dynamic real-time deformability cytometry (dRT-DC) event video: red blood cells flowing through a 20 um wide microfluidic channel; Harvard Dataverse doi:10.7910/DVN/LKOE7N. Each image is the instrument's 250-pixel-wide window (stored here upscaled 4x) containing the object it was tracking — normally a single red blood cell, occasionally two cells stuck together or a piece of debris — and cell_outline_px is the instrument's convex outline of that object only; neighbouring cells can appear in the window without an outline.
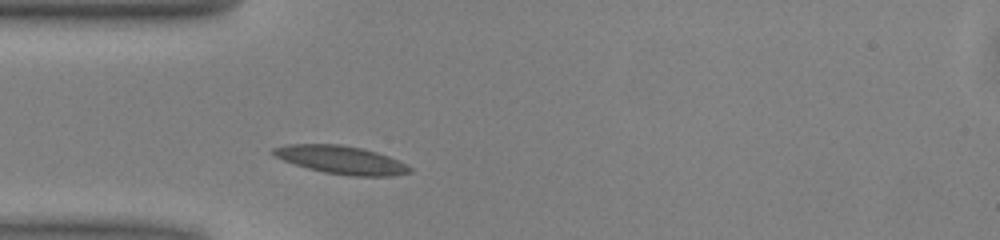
{"species": "common noctule bat (a hibernating species)", "species_latin": "Nyctalus noctula", "temperature_condition": "warm", "stored_images_in_passage": 38, "camera_frame_rate_fps": 3000, "um_per_image_px": 0.085, "animal": {"sex": "male", "body_mass_g": 13.0, "forearm_length_mm": 53.1}, "frame": {"image": 1, "passage_image": 4, "time_ms": 1.0, "image_size_px": [1000, 240], "cell_outline_px": [[412, 172], [392, 176], [352, 176], [324, 172], [308, 168], [284, 160], [276, 156], [272, 152], [272, 148], [288, 144], [340, 144], [360, 148], [376, 152], [388, 156], [408, 164], [412, 168]], "centroid_in_image_um": [29.05, 13.59], "position_along_channel_um": 56.0, "area_um2": 22.2}}
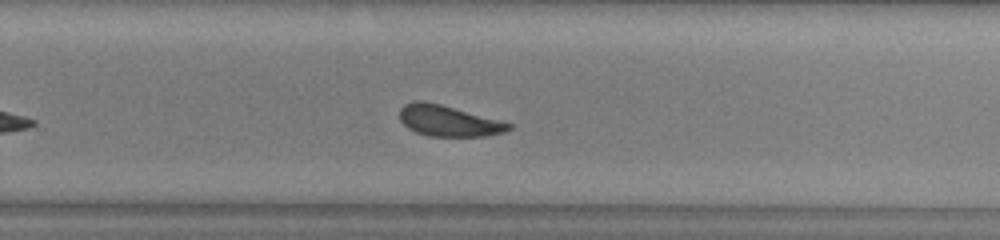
{"frame": {"image": 2, "passage_image": 22, "time_ms": 7.0, "image_size_px": [1000, 240], "cell_outline_px": [[512, 128], [504, 132], [484, 136], [428, 136], [416, 132], [408, 128], [400, 120], [400, 108], [404, 104], [416, 100], [420, 100], [440, 104], [500, 120], [512, 124]], "centroid_in_image_um": [38.1, 10.27], "position_along_channel_um": 291.7, "area_um2": 19.54}}
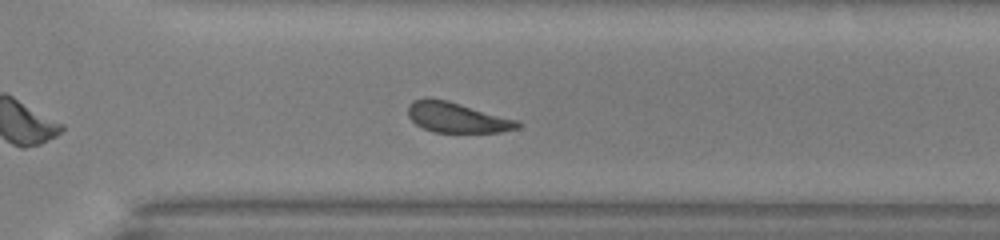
{"frame": {"image": 3, "passage_image": 25, "time_ms": 8.0, "image_size_px": [1000, 240], "cell_outline_px": [[520, 128], [500, 132], [432, 132], [416, 124], [408, 116], [408, 104], [412, 100], [424, 96], [428, 96], [448, 100], [520, 120]], "centroid_in_image_um": [38.83, 9.96], "position_along_channel_um": 331.8, "area_um2": 19.77}, "authors_computed_cell_mechanics": {"area_um2": 19.941, "velocity_mm_per_s": 3.9874, "shape_relaxation_time_tau1_ms": 3.6203, "shape_relaxation_time_tau2_ms": 2.7192, "deformation_change_tau1": 0.1115, "deformation_change_tau2": 0.0968}}